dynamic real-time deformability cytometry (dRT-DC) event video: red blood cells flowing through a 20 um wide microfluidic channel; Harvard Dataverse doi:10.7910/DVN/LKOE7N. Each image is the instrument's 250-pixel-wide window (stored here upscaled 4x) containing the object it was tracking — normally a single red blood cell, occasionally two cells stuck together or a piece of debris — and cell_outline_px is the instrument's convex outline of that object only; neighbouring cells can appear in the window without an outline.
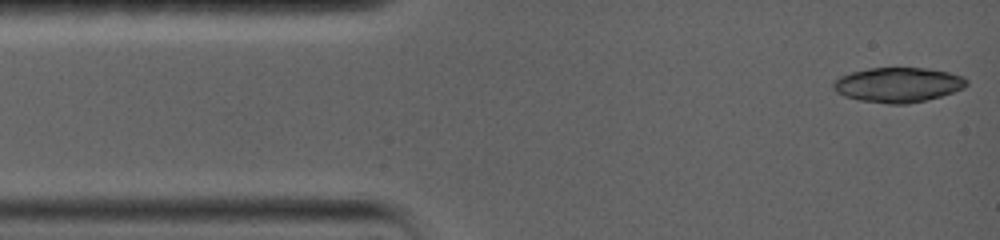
{"species": "common noctule bat (a hibernating species)", "species_latin": "Nyctalus noctula", "temperature_condition": "warm", "stored_images_in_passage": 10, "camera_frame_rate_fps": 5000, "um_per_image_px": 0.085, "animal": {"sex": "female", "body_mass_g": 19.0, "forearm_length_mm": 56.7}, "frame": {"image": 1, "passage_image": 1, "time_ms": 0.0, "image_size_px": [1000, 240], "cell_outline_px": [[968, 84], [964, 88], [940, 96], [908, 104], [888, 104], [860, 100], [844, 96], [836, 92], [832, 88], [832, 84], [840, 76], [852, 72], [868, 68], [928, 68], [948, 72], [964, 76], [968, 80]], "centroid_in_image_um": [76.34, 7.2], "position_along_channel_um": 8.7, "area_um2": 27.05}}